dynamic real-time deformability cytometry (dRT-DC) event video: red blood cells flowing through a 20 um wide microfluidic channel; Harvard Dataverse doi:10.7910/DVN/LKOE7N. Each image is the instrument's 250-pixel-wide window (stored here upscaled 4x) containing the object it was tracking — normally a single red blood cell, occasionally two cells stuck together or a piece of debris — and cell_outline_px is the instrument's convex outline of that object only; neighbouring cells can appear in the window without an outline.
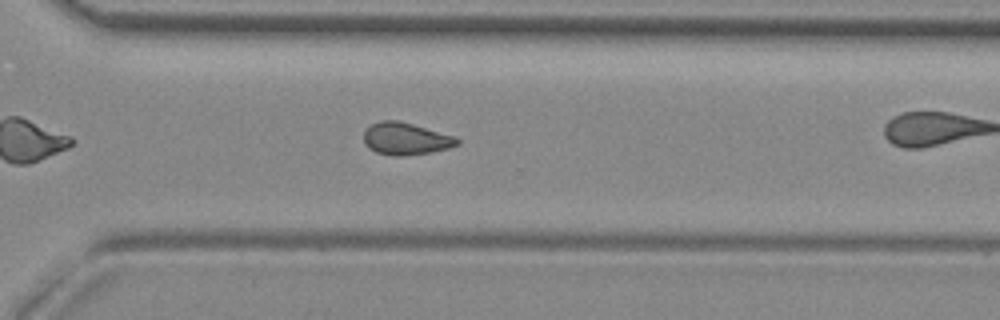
{"species": "common noctule bat (a hibernating species)", "species_latin": "Nyctalus noctula", "temperature_condition": "room temperature", "stored_images_in_passage": 29, "camera_frame_rate_fps": 3000, "um_per_image_px": 0.085, "animal": {"sex": "female", "body_mass_g": 29.2, "forearm_length_mm": 56.3}, "frame": {"image": 1, "passage_image": 25, "time_ms": 8.0, "image_size_px": [1000, 320], "cell_outline_px": [[460, 144], [448, 148], [432, 152], [400, 156], [392, 156], [376, 152], [368, 148], [364, 144], [364, 132], [372, 124], [380, 120], [396, 120], [412, 124], [456, 136], [460, 140]], "centroid_in_image_um": [34.5, 11.8], "position_along_channel_um": 336.1, "area_um2": 17.57}}